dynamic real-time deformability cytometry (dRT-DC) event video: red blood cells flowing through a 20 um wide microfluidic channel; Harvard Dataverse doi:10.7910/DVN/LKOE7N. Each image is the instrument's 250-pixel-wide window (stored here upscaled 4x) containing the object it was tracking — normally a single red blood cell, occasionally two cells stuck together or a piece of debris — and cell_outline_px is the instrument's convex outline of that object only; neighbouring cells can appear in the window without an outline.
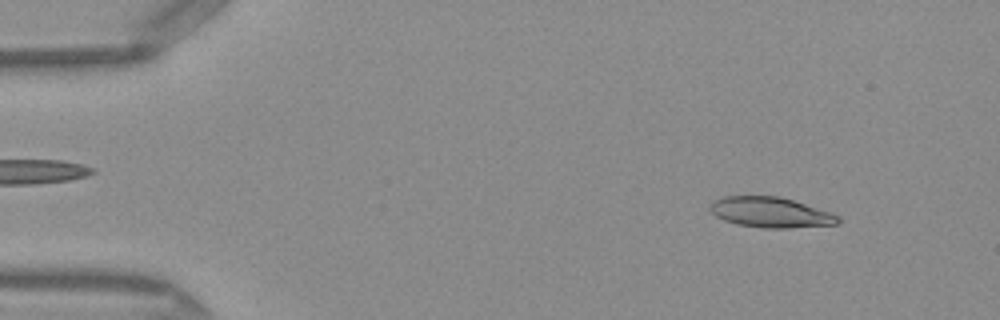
{"species": "Egyptian fruit bat (a non-hibernating species)", "species_latin": "Rousettus aegyptiacus", "temperature_condition": "warm", "stored_images_in_passage": 49, "camera_frame_rate_fps": 3000, "um_per_image_px": 0.085, "frame": {"image": 1, "passage_image": 5, "time_ms": 1.333, "image_size_px": [1000, 320], "cell_outline_px": [[840, 220], [836, 224], [788, 228], [764, 228], [736, 224], [724, 220], [716, 216], [708, 208], [716, 200], [724, 196], [780, 196], [840, 216]], "centroid_in_image_um": [65.47, 18.05], "position_along_channel_um": 19.5, "area_um2": 22.31}}
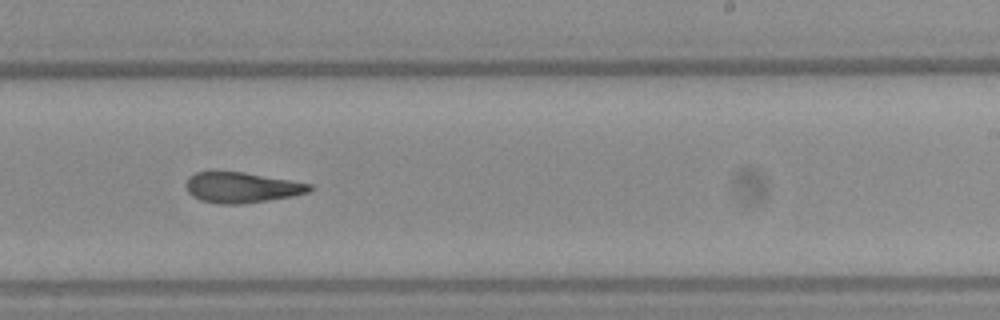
{"frame": {"image": 2, "passage_image": 30, "time_ms": 9.667, "image_size_px": [1000, 320], "cell_outline_px": [[316, 188], [308, 192], [292, 196], [244, 204], [220, 204], [200, 200], [192, 196], [188, 192], [184, 184], [188, 176], [196, 172], [244, 172], [312, 184]], "centroid_in_image_um": [20.53, 15.94], "position_along_channel_um": 268.5, "area_um2": 22.08}}
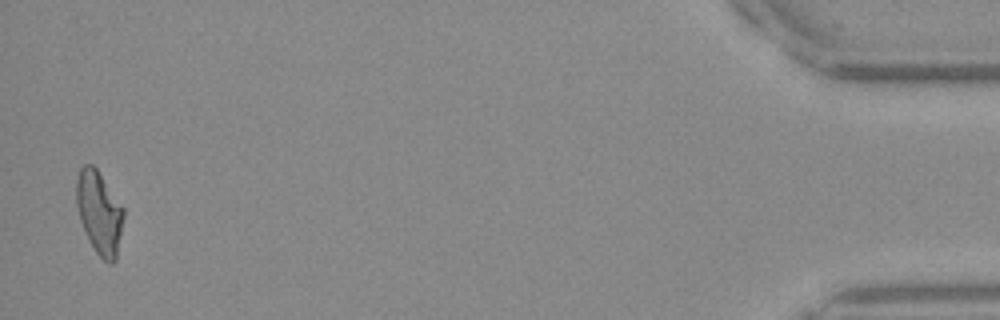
{"frame": {"image": 3, "passage_image": 48, "time_ms": 15.667, "image_size_px": [1000, 320], "cell_outline_px": [[124, 216], [116, 260], [112, 264], [108, 264], [96, 252], [80, 220], [76, 204], [76, 180], [80, 168], [84, 164], [92, 164], [96, 168], [124, 208]], "centroid_in_image_um": [8.44, 18.06], "position_along_channel_um": 426.8, "area_um2": 22.6}, "authors_computed_cell_mechanics": {"area_um2": 22.4842, "velocity_mm_per_s": 4.107, "shape_relaxation_time_tau1_ms": null, "shape_relaxation_time_tau2_ms": 4.2253, "deformation_change_tau1": null, "deformation_change_tau2": 0.1521}}